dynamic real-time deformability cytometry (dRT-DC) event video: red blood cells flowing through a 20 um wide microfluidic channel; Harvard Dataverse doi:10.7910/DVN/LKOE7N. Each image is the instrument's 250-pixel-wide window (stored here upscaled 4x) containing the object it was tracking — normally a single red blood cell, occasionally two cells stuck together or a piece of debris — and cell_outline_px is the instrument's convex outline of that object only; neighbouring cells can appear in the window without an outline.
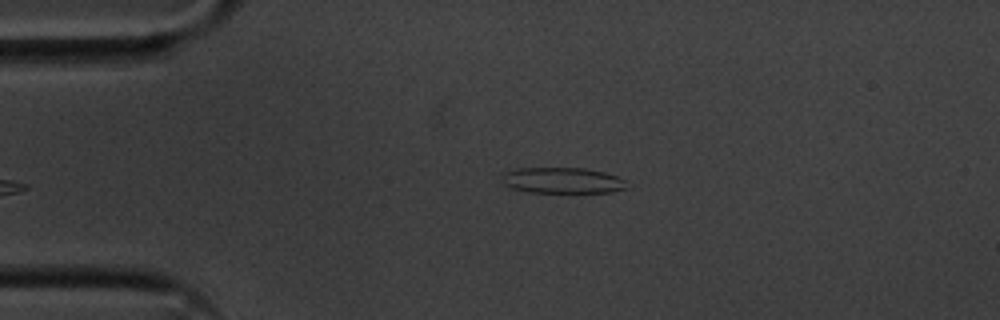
{"species": "common noctule bat (a hibernating species)", "species_latin": "Nyctalus noctula", "temperature_condition": "cold", "stored_images_in_passage": 39, "camera_frame_rate_fps": 3000, "um_per_image_px": 0.085, "animal": {"sex": "male", "body_mass_g": 20.1, "forearm_length_mm": 53.5}, "frame": {"image": 1, "passage_image": 2, "time_ms": 0.333, "image_size_px": [1000, 320], "cell_outline_px": [[632, 188], [612, 192], [528, 192], [512, 188], [504, 184], [504, 172], [516, 168], [584, 168], [604, 172], [616, 176], [624, 180]], "centroid_in_image_um": [47.87, 15.34], "position_along_channel_um": 37.1, "area_um2": 18.84}}
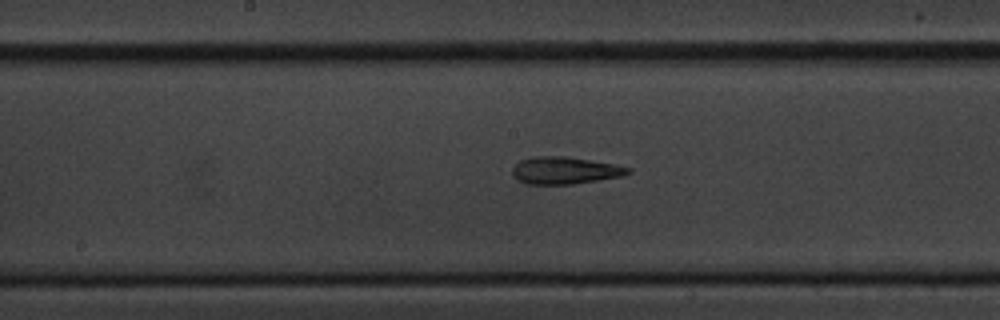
{"frame": {"image": 2, "passage_image": 18, "time_ms": 5.667, "image_size_px": [1000, 320], "cell_outline_px": [[632, 172], [620, 176], [600, 180], [572, 184], [524, 184], [512, 172], [512, 168], [520, 160], [532, 156], [564, 156], [612, 164], [632, 168]], "centroid_in_image_um": [48.0, 14.49], "position_along_channel_um": 200.2, "area_um2": 18.15}}
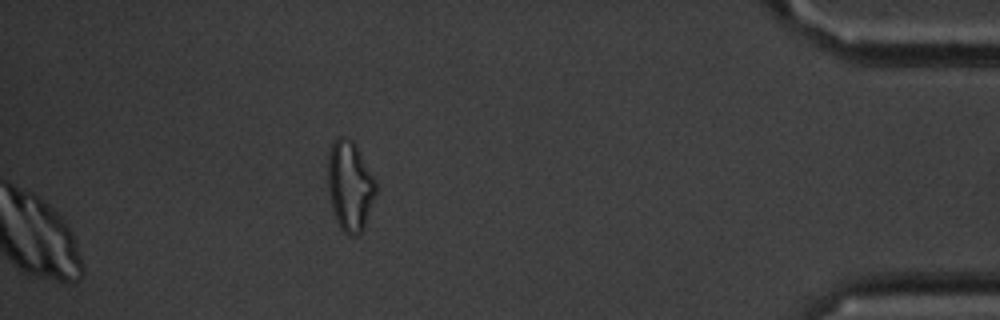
{"frame": {"image": 3, "passage_image": 39, "time_ms": 12.667, "image_size_px": [1000, 320], "cell_outline_px": [[376, 192], [364, 228], [356, 236], [348, 236], [340, 228], [336, 220], [332, 208], [328, 188], [328, 156], [332, 144], [336, 136], [344, 136], [352, 140], [376, 180]], "centroid_in_image_um": [29.73, 15.81], "position_along_channel_um": 405.5, "area_um2": 25.09}, "authors_computed_cell_mechanics": {"area_um2": 18.6116, "velocity_mm_per_s": 3.6217, "shape_relaxation_time_tau1_ms": 10.7861, "shape_relaxation_time_tau2_ms": 3.8199, "deformation_change_tau1": 0.2329, "deformation_change_tau2": 0.1447}}